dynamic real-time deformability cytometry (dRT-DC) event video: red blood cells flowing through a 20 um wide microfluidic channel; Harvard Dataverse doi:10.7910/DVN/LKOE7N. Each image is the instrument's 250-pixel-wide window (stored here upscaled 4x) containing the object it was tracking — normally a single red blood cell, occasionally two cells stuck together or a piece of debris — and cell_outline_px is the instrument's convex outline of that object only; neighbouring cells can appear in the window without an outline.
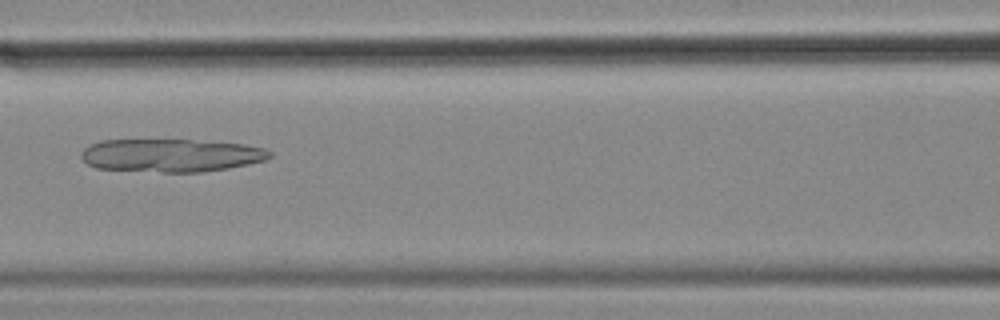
{"species": "common noctule bat (a hibernating species)", "species_latin": "Nyctalus noctula", "temperature_condition": "cold", "stored_images_in_passage": 55, "camera_frame_rate_fps": 3000, "um_per_image_px": 0.085, "animal": {"sex": "female", "body_mass_g": 18.4}, "frame": {"image": 1, "passage_image": 24, "time_ms": 7.667, "image_size_px": [1000, 320], "cell_outline_px": [[272, 156], [264, 160], [248, 164], [228, 168], [200, 172], [164, 172], [96, 168], [88, 164], [80, 156], [80, 152], [84, 148], [100, 140], [192, 140], [244, 144], [264, 148], [272, 152]], "centroid_in_image_um": [14.53, 13.2], "position_along_channel_um": 152.1, "area_um2": 36.18}}
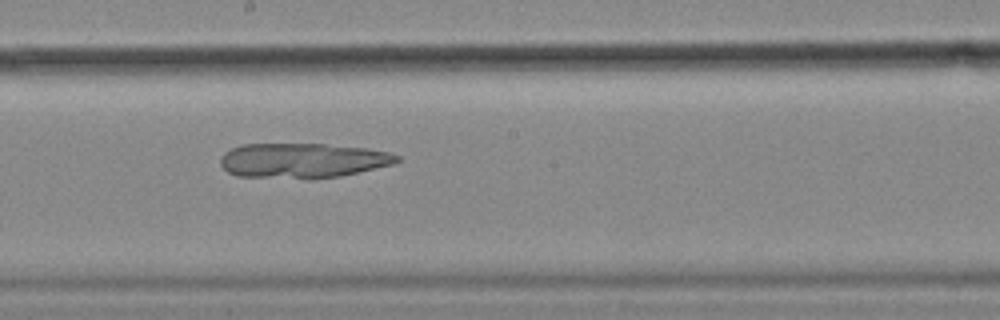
{"frame": {"image": 2, "passage_image": 30, "time_ms": 9.667, "image_size_px": [1000, 320], "cell_outline_px": [[400, 160], [392, 164], [340, 176], [236, 176], [228, 172], [220, 164], [220, 156], [224, 152], [232, 148], [244, 144], [324, 144], [368, 148], [388, 152], [400, 156]], "centroid_in_image_um": [25.71, 13.6], "position_along_channel_um": 222.5, "area_um2": 34.8}}
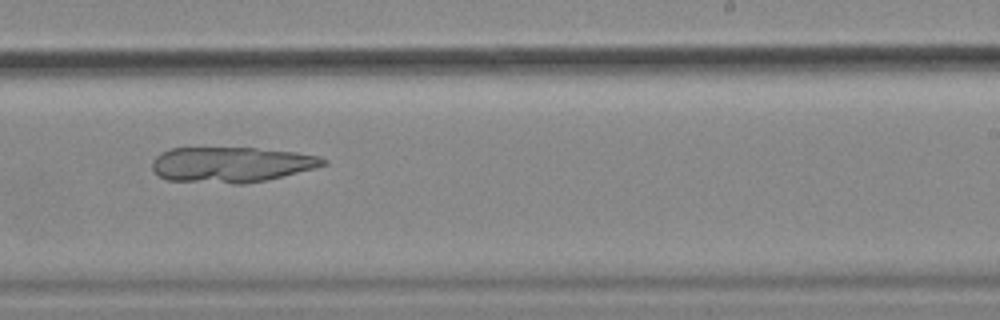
{"frame": {"image": 3, "passage_image": 34, "time_ms": 11.0, "image_size_px": [1000, 320], "cell_outline_px": [[328, 164], [316, 168], [264, 180], [244, 184], [232, 184], [168, 180], [160, 176], [152, 168], [152, 160], [160, 152], [172, 148], [256, 148], [296, 152], [320, 156], [328, 160]], "centroid_in_image_um": [19.67, 13.98], "position_along_channel_um": 269.3, "area_um2": 35.37}}